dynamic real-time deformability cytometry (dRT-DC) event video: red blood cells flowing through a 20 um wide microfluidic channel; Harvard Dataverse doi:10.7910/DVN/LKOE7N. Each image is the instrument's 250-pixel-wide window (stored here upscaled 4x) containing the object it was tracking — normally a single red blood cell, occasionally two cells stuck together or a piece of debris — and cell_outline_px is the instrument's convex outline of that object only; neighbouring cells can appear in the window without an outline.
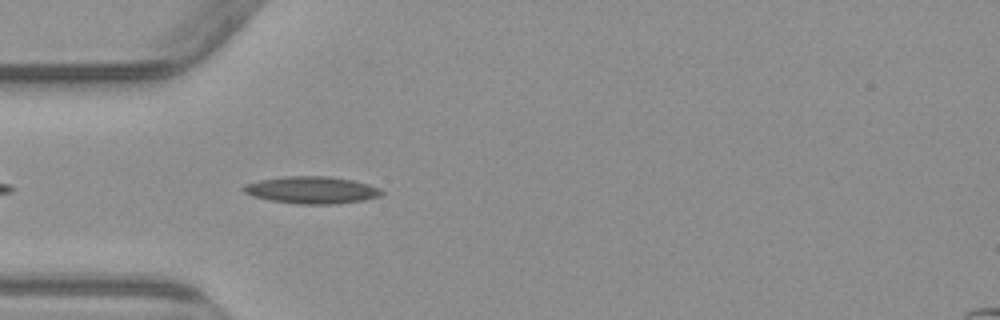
{"species": "common noctule bat (a hibernating species)", "species_latin": "Nyctalus noctula", "temperature_condition": "warm", "stored_images_in_passage": 5, "camera_frame_rate_fps": 3000, "um_per_image_px": 0.085, "animal": {"sex": "male", "body_mass_g": 23.1, "forearm_length_mm": 52.7}, "frame": {"image": 1, "passage_image": 5, "time_ms": 4.667, "image_size_px": [1000, 320], "cell_outline_px": [[384, 192], [380, 196], [364, 200], [336, 204], [300, 204], [272, 200], [252, 196], [244, 192], [240, 188], [244, 184], [260, 180], [288, 176], [328, 176], [352, 180], [368, 184], [380, 188]], "centroid_in_image_um": [26.5, 16.15], "position_along_channel_um": 58.5, "area_um2": 21.79}}